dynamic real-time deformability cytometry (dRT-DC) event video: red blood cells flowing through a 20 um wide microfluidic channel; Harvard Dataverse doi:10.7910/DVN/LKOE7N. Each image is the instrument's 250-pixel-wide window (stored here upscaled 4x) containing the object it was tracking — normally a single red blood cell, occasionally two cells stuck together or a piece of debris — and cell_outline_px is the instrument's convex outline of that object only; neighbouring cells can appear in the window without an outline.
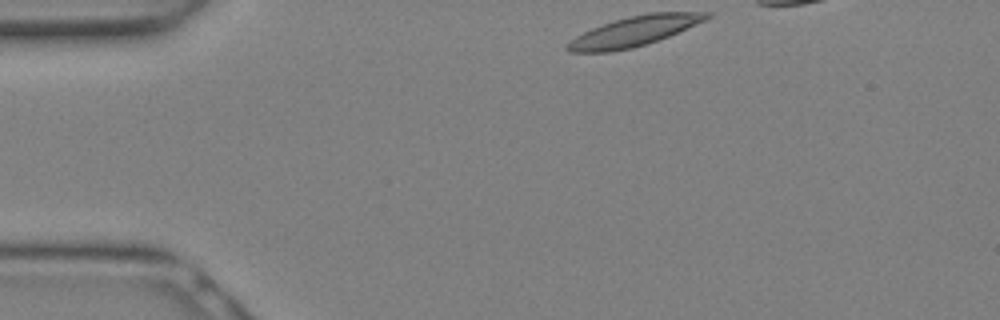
{"species": "Egyptian fruit bat (a non-hibernating species)", "species_latin": "Rousettus aegyptiacus", "temperature_condition": "warm", "stored_images_in_passage": 7, "camera_frame_rate_fps": 3000, "um_per_image_px": 0.085, "animal": {"sex": "female"}, "frame": {"image": 1, "passage_image": 1, "time_ms": 0.0, "image_size_px": [1000, 320], "cell_outline_px": [[712, 16], [704, 20], [668, 36], [632, 48], [608, 52], [572, 52], [564, 48], [564, 44], [576, 36], [592, 28], [628, 16], [648, 12], [712, 12]], "centroid_in_image_um": [53.87, 2.65], "position_along_channel_um": 31.1, "area_um2": 23.87}}
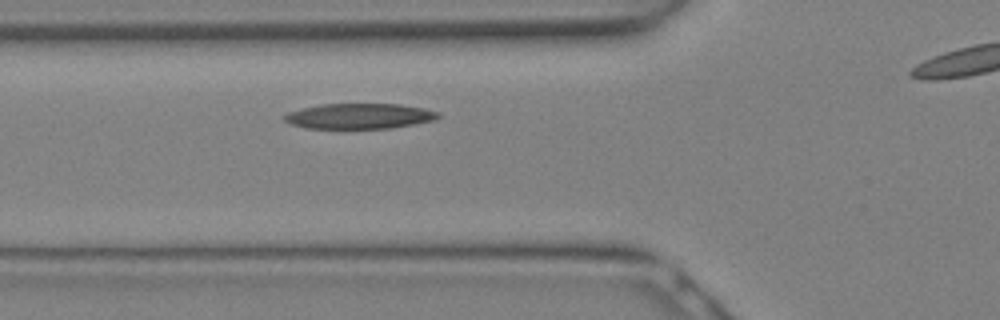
{"frame": {"image": 2, "passage_image": 6, "time_ms": 1.667, "image_size_px": [1000, 320], "cell_outline_px": [[440, 116], [436, 120], [392, 128], [308, 128], [292, 124], [284, 120], [284, 116], [288, 112], [320, 104], [400, 104], [424, 108], [440, 112]], "centroid_in_image_um": [30.6, 9.86], "position_along_channel_um": 95.2, "area_um2": 22.66}}